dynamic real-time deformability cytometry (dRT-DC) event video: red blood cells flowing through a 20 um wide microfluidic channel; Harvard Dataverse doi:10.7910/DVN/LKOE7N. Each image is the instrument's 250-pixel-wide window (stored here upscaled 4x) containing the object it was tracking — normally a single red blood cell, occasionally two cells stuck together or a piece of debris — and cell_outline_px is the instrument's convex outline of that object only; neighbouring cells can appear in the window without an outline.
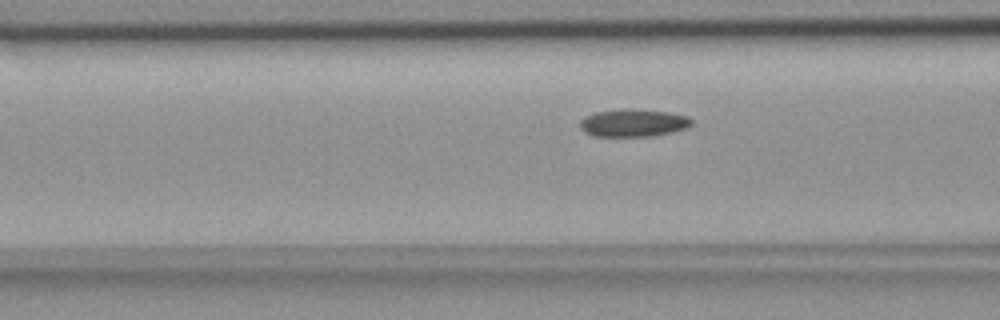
{"species": "common noctule bat (a hibernating species)", "species_latin": "Nyctalus noctula", "temperature_condition": "room temperature", "stored_images_in_passage": 52, "camera_frame_rate_fps": 3000, "um_per_image_px": 0.085, "animal": {"sex": "female", "body_mass_g": 18.4}, "frame": {"image": 1, "passage_image": 18, "time_ms": 5.667, "image_size_px": [1000, 320], "cell_outline_px": [[692, 124], [688, 128], [672, 132], [652, 136], [592, 136], [584, 132], [580, 128], [580, 120], [584, 116], [596, 112], [628, 108], [632, 108], [668, 112], [688, 116], [692, 120]], "centroid_in_image_um": [53.83, 10.44], "position_along_channel_um": 112.8, "area_um2": 18.15}}
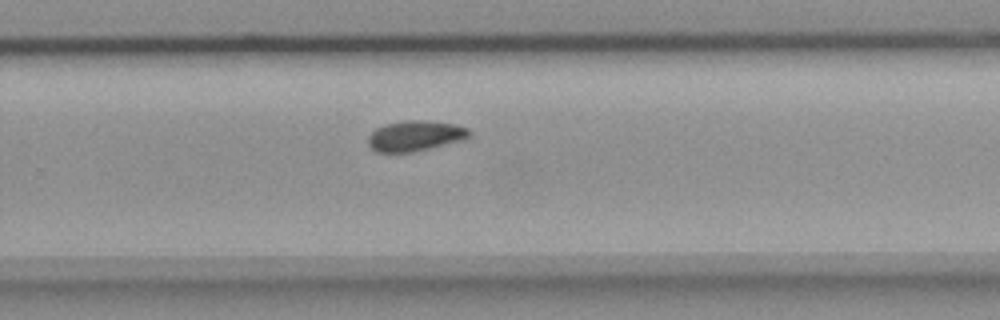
{"frame": {"image": 2, "passage_image": 33, "time_ms": 10.667, "image_size_px": [1000, 320], "cell_outline_px": [[472, 132], [468, 136], [460, 140], [412, 152], [376, 152], [368, 144], [368, 136], [376, 128], [384, 124], [408, 120], [424, 120], [456, 124], [468, 128]], "centroid_in_image_um": [35.26, 11.53], "position_along_channel_um": 294.5, "area_um2": 17.74}}
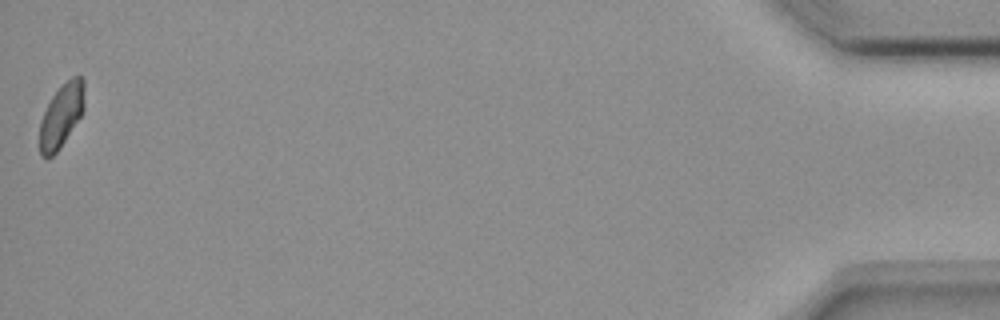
{"frame": {"image": 3, "passage_image": 52, "time_ms": 17.0, "image_size_px": [1000, 320], "cell_outline_px": [[84, 108], [80, 116], [60, 148], [48, 160], [44, 160], [40, 156], [40, 120], [52, 96], [72, 76], [80, 76], [84, 80]], "centroid_in_image_um": [5.2, 9.87], "position_along_channel_um": 430.0, "area_um2": 16.42}, "authors_computed_cell_mechanics": {"area_um2": 17.7157, "velocity_mm_per_s": 3.6487, "shape_relaxation_time_tau1_ms": 8.3435, "shape_relaxation_time_tau2_ms": 5.0446, "deformation_change_tau1": 0.1297, "deformation_change_tau2": 0.0825}}